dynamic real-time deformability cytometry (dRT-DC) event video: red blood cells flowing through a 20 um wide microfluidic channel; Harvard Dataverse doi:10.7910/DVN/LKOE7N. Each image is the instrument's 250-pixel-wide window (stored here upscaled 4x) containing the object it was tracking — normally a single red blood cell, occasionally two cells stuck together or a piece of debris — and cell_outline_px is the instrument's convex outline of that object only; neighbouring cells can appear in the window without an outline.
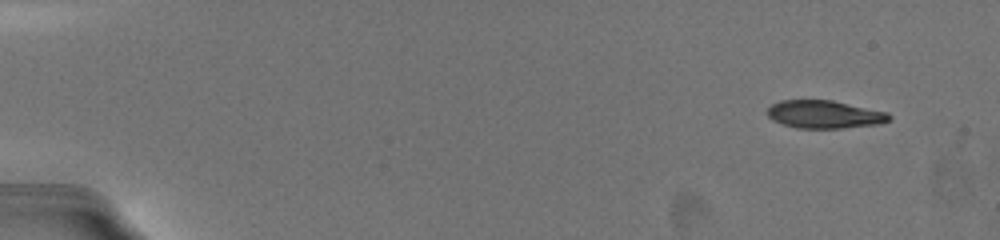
{"species": "common noctule bat (a hibernating species)", "species_latin": "Nyctalus noctula", "temperature_condition": "warm", "stored_images_in_passage": 20, "camera_frame_rate_fps": 3000, "um_per_image_px": 0.085, "animal": {"sex": "female", "body_mass_g": 19.5, "forearm_length_mm": 54.1}, "frame": {"image": 1, "passage_image": 1, "time_ms": 0.0, "image_size_px": [1000, 240], "cell_outline_px": [[892, 116], [888, 120], [872, 124], [840, 128], [800, 128], [784, 124], [768, 116], [768, 108], [772, 104], [780, 100], [832, 100], [888, 112]], "centroid_in_image_um": [70.07, 9.7], "position_along_channel_um": 14.9, "area_um2": 19.36}}
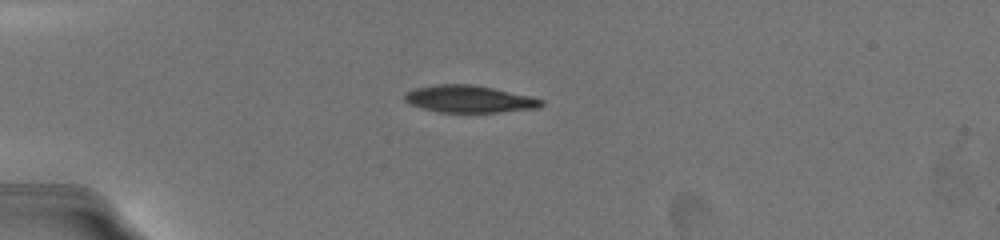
{"frame": {"image": 2, "passage_image": 17, "time_ms": 4.0, "image_size_px": [1000, 240], "cell_outline_px": [[544, 104], [536, 108], [496, 112], [440, 112], [424, 108], [412, 104], [404, 100], [404, 96], [408, 92], [416, 88], [436, 84], [472, 84], [492, 88], [528, 96], [544, 100]], "centroid_in_image_um": [39.88, 8.41], "position_along_channel_um": 45.1, "area_um2": 21.15}}